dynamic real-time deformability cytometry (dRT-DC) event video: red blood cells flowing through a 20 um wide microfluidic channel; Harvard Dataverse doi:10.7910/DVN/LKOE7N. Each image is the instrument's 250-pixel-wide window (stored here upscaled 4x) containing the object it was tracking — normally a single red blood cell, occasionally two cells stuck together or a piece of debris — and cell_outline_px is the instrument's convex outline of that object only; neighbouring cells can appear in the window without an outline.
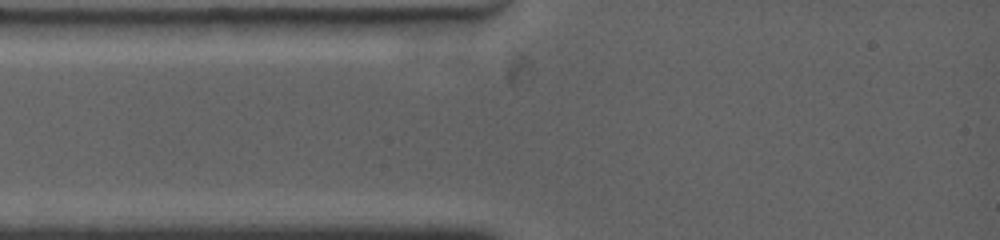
{"species": "common noctule bat (a hibernating species)", "species_latin": "Nyctalus noctula", "temperature_condition": "warm", "stored_images_in_passage": 15, "segment_of_instrument_passage": [1, 2], "camera_frame_rate_fps": 4500, "um_per_image_px": 0.085, "animal": {"sex": "female", "body_mass_g": 19.0, "forearm_length_mm": 53.3}, "frame": {"image": 1, "passage_image": 1, "time_ms": 0.0, "image_size_px": [1000, 240], "cell_outline_px": [[476, 32], [472, 44], [460, 56], [416, 60], [412, 60], [396, 44], [392, 36], [420, 32]], "centroid_in_image_um": [36.92, 3.76], "position_along_channel_um": 48.1, "area_um2": 12.95}}
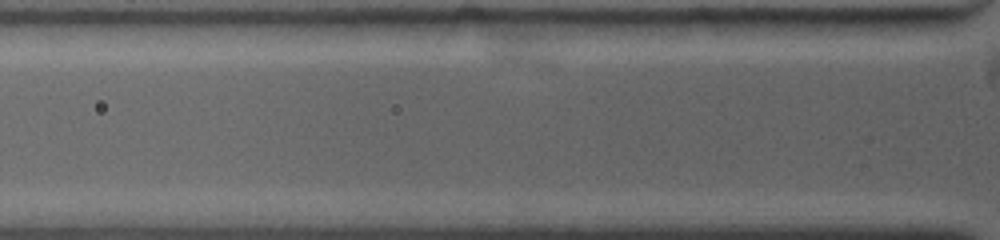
{"frame": {"image": 2, "passage_image": 7, "time_ms": 2.222, "image_size_px": [1000, 240], "cell_outline_px": [[564, 40], [560, 44], [528, 56], [508, 60], [504, 60], [492, 52], [484, 36], [508, 32], [564, 36]], "centroid_in_image_um": [44.26, 3.75], "position_along_channel_um": 81.5, "area_um2": 10.64}}
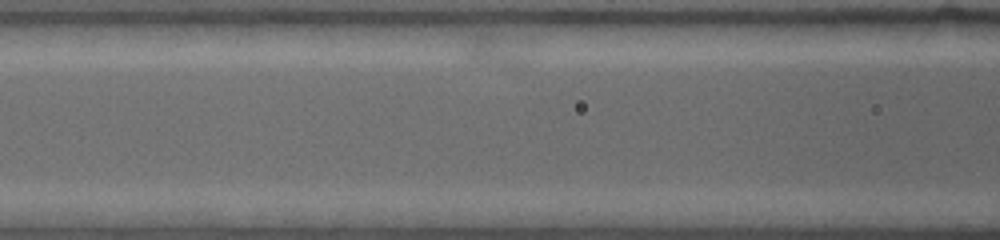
{"frame": {"image": 3, "passage_image": 13, "time_ms": 5.111, "image_size_px": [1000, 240], "cell_outline_px": [[532, 44], [524, 48], [512, 52], [492, 56], [468, 56], [460, 52], [460, 36], [480, 28], [528, 36]], "centroid_in_image_um": [41.79, 3.64], "position_along_channel_um": 124.8, "area_um2": 10.75}}